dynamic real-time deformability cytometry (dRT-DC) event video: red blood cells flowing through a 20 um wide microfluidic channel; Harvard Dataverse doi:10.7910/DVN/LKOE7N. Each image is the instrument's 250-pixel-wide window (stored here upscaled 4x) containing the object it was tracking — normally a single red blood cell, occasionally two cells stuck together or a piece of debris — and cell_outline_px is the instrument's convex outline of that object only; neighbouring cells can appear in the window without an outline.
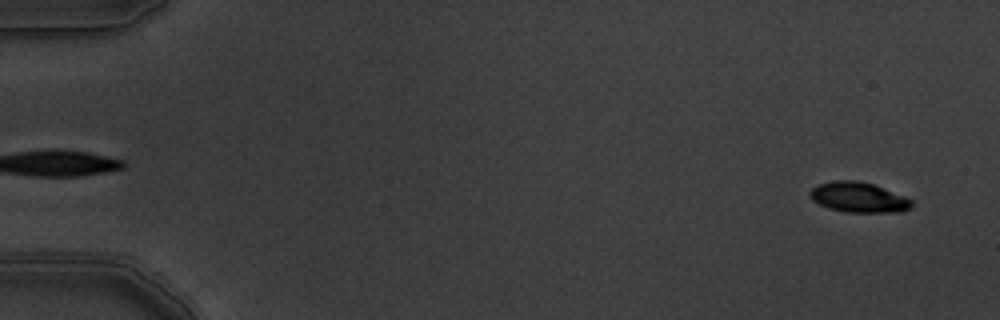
{"species": "common noctule bat (a hibernating species)", "species_latin": "Nyctalus noctula", "temperature_condition": "warm", "stored_images_in_passage": 7, "segment_of_instrument_passage": [2, 2], "camera_frame_rate_fps": 3000, "um_per_image_px": 0.085, "animal": {"sex": "male", "body_mass_g": 19.5, "forearm_length_mm": 54.6}, "frame": {"image": 1, "passage_image": 7, "time_ms": 2.0, "image_size_px": [1000, 320], "cell_outline_px": [[912, 204], [904, 212], [848, 212], [828, 208], [812, 200], [808, 196], [808, 192], [812, 188], [820, 184], [836, 180], [856, 180], [872, 184], [904, 196], [912, 200]], "centroid_in_image_um": [72.95, 16.77], "position_along_channel_um": 12.1, "area_um2": 17.74}}